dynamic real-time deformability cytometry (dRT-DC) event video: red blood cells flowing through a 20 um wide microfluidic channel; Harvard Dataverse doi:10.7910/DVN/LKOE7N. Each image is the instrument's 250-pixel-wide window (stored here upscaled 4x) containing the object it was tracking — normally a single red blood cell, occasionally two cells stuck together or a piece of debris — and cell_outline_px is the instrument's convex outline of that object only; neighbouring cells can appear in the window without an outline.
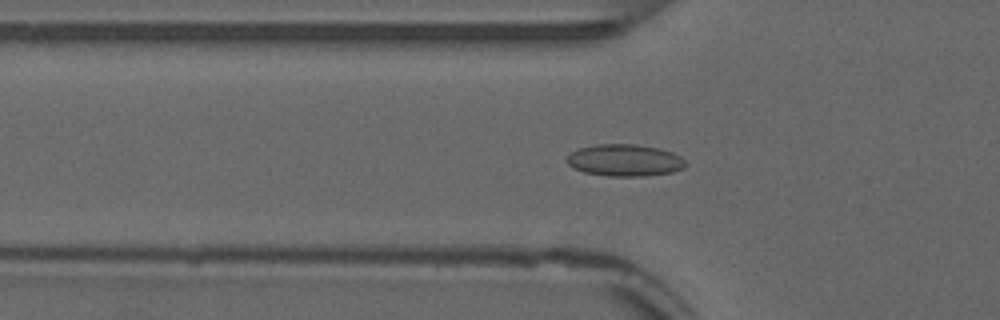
{"species": "common noctule bat (a hibernating species)", "species_latin": "Nyctalus noctula", "temperature_condition": "warm", "stored_images_in_passage": 16, "camera_frame_rate_fps": 3000, "um_per_image_px": 0.085, "animal": {"sex": "male", "forearm_length_mm": 52.5}, "frame": {"image": 1, "passage_image": 6, "time_ms": 1.667, "image_size_px": [1000, 320], "cell_outline_px": [[688, 164], [684, 168], [672, 172], [644, 176], [608, 176], [584, 172], [568, 164], [568, 156], [572, 152], [580, 148], [596, 144], [636, 144], [660, 148], [672, 152], [680, 156]], "centroid_in_image_um": [53.15, 13.62], "position_along_channel_um": 72.6, "area_um2": 22.02}}
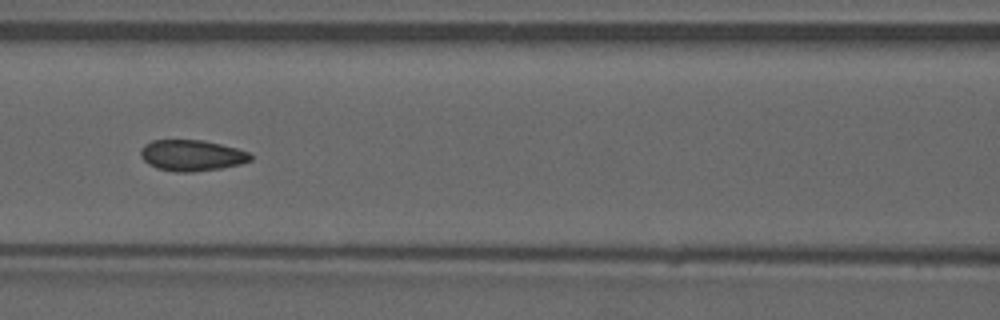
{"frame": {"image": 2, "passage_image": 12, "time_ms": 3.667, "image_size_px": [1000, 320], "cell_outline_px": [[252, 160], [240, 164], [220, 168], [192, 172], [176, 172], [156, 168], [148, 164], [140, 156], [140, 148], [144, 144], [152, 140], [204, 140], [252, 152]], "centroid_in_image_um": [16.29, 13.2], "position_along_channel_um": 150.3, "area_um2": 20.06}}
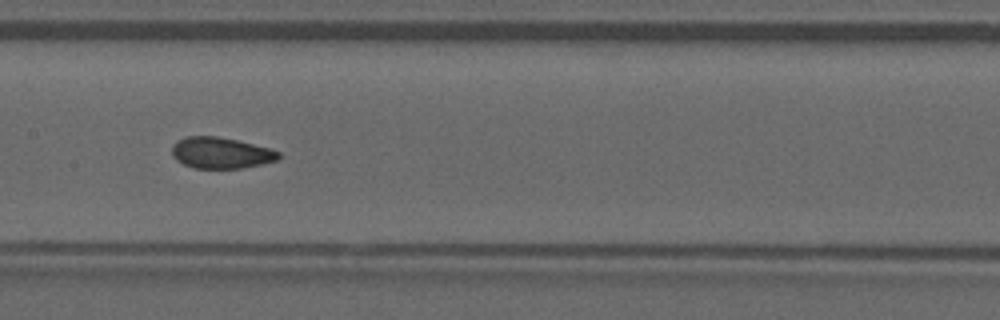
{"frame": {"image": 3, "passage_image": 15, "time_ms": 4.667, "image_size_px": [1000, 320], "cell_outline_px": [[280, 156], [276, 160], [260, 164], [240, 168], [192, 168], [176, 160], [172, 156], [172, 144], [176, 140], [188, 136], [216, 136], [236, 140], [272, 148], [280, 152]], "centroid_in_image_um": [18.75, 12.99], "position_along_channel_um": 188.7, "area_um2": 19.42}}